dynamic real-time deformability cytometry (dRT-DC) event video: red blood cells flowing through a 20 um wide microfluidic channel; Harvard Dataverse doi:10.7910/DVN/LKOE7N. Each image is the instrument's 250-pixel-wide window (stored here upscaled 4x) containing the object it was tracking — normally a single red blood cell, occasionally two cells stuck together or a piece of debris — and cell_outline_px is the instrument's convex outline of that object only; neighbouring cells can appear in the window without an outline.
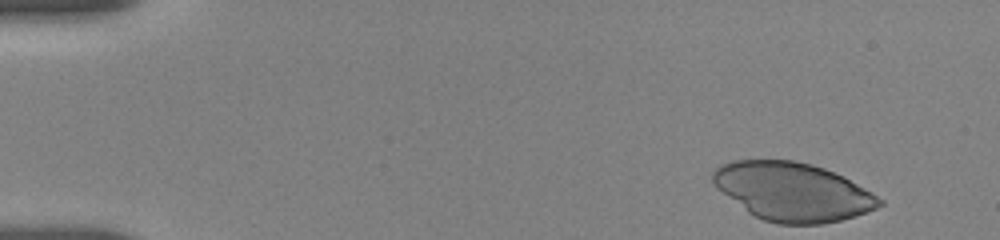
{"species": "human", "species_latin": "Homo sapiens", "temperature_condition": "room temperature", "stored_images_in_passage": 25, "camera_frame_rate_fps": 3000, "um_per_image_px": 0.085, "donor": {"sex": "female"}, "frame": {"image": 1, "passage_image": 1, "time_ms": 0.0, "image_size_px": [1000, 240], "cell_outline_px": [[884, 204], [876, 208], [856, 216], [840, 220], [820, 224], [780, 224], [764, 220], [748, 212], [716, 188], [712, 180], [712, 172], [720, 164], [732, 160], [796, 160], [812, 164], [824, 168], [844, 176], [884, 200]], "centroid_in_image_um": [67.37, 16.28], "position_along_channel_um": 17.6, "area_um2": 56.7}}